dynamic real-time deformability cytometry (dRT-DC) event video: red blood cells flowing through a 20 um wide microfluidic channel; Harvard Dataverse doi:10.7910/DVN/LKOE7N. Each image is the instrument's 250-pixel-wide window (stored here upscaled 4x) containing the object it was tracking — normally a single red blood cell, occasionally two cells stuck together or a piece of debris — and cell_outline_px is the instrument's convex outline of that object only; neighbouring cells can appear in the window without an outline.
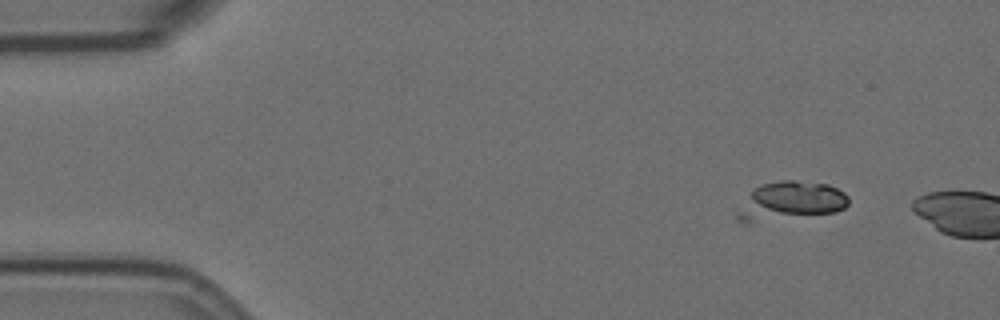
{"species": "Egyptian fruit bat (a non-hibernating species)", "species_latin": "Rousettus aegyptiacus", "temperature_condition": "room temperature", "stored_images_in_passage": 10, "camera_frame_rate_fps": 3000, "um_per_image_px": 0.085, "animal": {"sex": "female"}, "frame": {"image": 1, "passage_image": 10, "time_ms": 3.0, "image_size_px": [1000, 320], "cell_outline_px": [[848, 204], [844, 208], [836, 212], [748, 224], [740, 224], [736, 220], [736, 212], [752, 192], [756, 188], [764, 184], [784, 180], [792, 180], [828, 184], [844, 192], [848, 196]], "centroid_in_image_um": [67.18, 17.13], "position_along_channel_um": 17.8, "area_um2": 25.09}}